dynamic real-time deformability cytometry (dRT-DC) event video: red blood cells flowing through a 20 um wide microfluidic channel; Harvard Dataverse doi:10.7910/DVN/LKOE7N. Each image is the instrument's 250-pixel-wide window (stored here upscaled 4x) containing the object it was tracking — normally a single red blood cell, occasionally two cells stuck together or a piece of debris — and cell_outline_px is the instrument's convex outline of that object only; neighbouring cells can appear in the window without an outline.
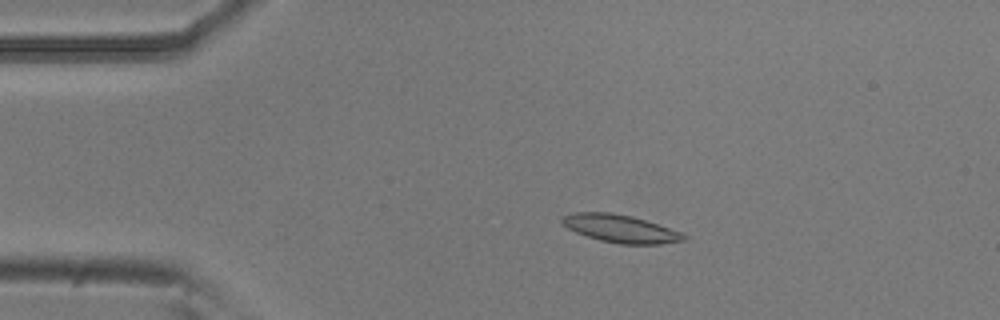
{"species": "common noctule bat (a hibernating species)", "species_latin": "Nyctalus noctula", "temperature_condition": "room temperature", "stored_images_in_passage": 53, "camera_frame_rate_fps": 3000, "um_per_image_px": 0.085, "animal": {"sex": "male", "body_mass_g": 20.5, "forearm_length_mm": 52.5}, "frame": {"image": 1, "passage_image": 10, "time_ms": 3.0, "image_size_px": [1000, 320], "cell_outline_px": [[688, 236], [684, 240], [660, 244], [620, 244], [600, 240], [576, 232], [568, 228], [560, 220], [564, 216], [572, 212], [612, 212], [632, 216], [684, 232]], "centroid_in_image_um": [52.78, 19.43], "position_along_channel_um": 32.2, "area_um2": 19.71}}
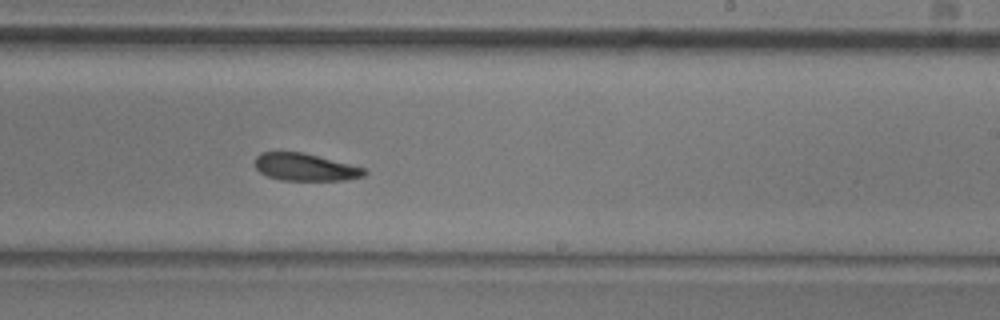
{"frame": {"image": 2, "passage_image": 32, "time_ms": 10.333, "image_size_px": [1000, 320], "cell_outline_px": [[368, 172], [364, 176], [344, 180], [280, 180], [268, 176], [260, 172], [256, 168], [256, 156], [260, 152], [304, 152], [364, 168]], "centroid_in_image_um": [25.94, 14.2], "position_along_channel_um": 263.1, "area_um2": 17.34}}
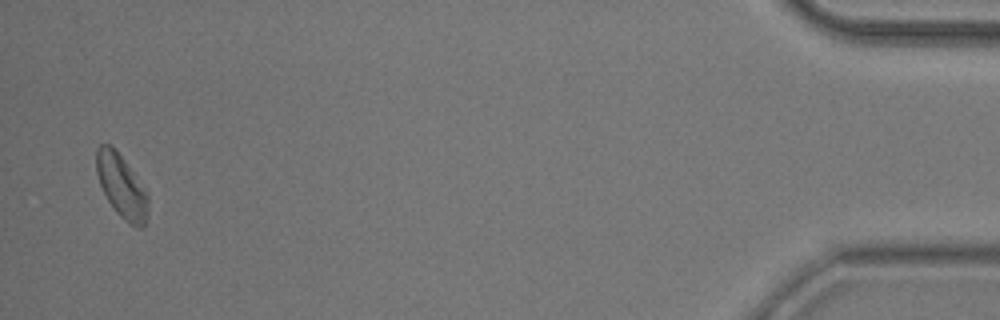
{"frame": {"image": 3, "passage_image": 52, "time_ms": 17.0, "image_size_px": [1000, 320], "cell_outline_px": [[148, 212], [144, 228], [136, 228], [124, 220], [116, 212], [108, 200], [100, 184], [96, 172], [96, 148], [100, 144], [108, 144], [116, 148], [148, 192]], "centroid_in_image_um": [10.35, 15.82], "position_along_channel_um": 424.9, "area_um2": 19.31}, "authors_computed_cell_mechanics": {"area_um2": 18.9006, "velocity_mm_per_s": 3.7237, "shape_relaxation_time_tau1_ms": 3.9428, "shape_relaxation_time_tau2_ms": 9.609, "deformation_change_tau1": 0.0818, "deformation_change_tau2": 0.1769}}